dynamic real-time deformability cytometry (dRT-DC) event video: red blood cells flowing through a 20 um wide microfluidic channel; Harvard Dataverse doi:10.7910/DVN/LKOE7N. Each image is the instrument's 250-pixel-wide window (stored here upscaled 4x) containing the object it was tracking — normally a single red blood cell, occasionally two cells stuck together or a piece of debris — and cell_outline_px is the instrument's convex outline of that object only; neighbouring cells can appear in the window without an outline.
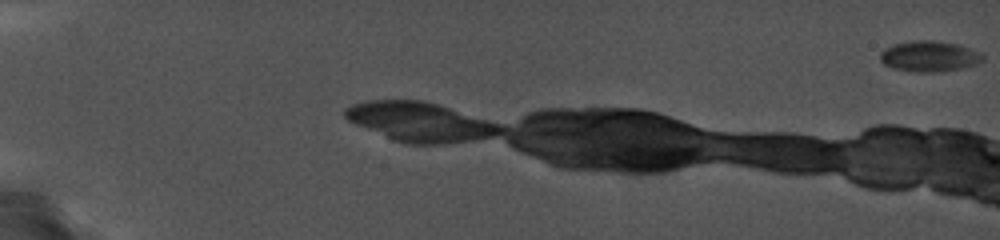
{"species": "common noctule bat (a hibernating species)", "species_latin": "Nyctalus noctula", "temperature_condition": "cold", "stored_images_in_passage": 21, "camera_frame_rate_fps": 5000, "um_per_image_px": 0.085, "animal": {"sex": "female", "body_mass_g": 19.0, "forearm_length_mm": 56.7}, "frame": {"image": 1, "passage_image": 1, "time_ms": 0.0, "image_size_px": [1000, 240], "cell_outline_px": [[984, 60], [976, 64], [960, 68], [940, 72], [912, 72], [892, 68], [884, 64], [880, 60], [880, 52], [884, 48], [892, 44], [912, 40], [932, 40], [956, 44], [980, 52], [984, 56]], "centroid_in_image_um": [78.95, 4.78], "position_along_channel_um": 6.1, "area_um2": 18.5}}